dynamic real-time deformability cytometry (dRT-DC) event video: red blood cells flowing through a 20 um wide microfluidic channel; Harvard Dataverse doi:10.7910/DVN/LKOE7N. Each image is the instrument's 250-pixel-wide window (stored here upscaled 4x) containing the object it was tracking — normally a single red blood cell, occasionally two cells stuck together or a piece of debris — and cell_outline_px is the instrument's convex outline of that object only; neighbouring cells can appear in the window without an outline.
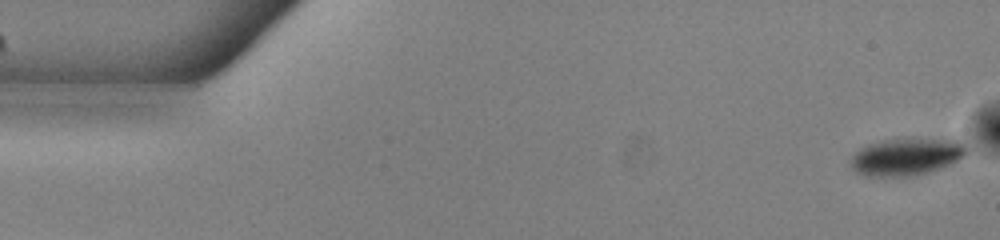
{"species": "common noctule bat (a hibernating species)", "species_latin": "Nyctalus noctula", "temperature_condition": "warm", "stored_images_in_passage": 53, "camera_frame_rate_fps": 3000, "um_per_image_px": 0.085, "animal": {"sex": "male", "body_mass_g": 13.0, "forearm_length_mm": 53.1}, "frame": {"image": 1, "passage_image": 1, "time_ms": 0.0, "image_size_px": [1000, 240], "cell_outline_px": [[968, 152], [964, 156], [940, 168], [928, 172], [912, 176], [864, 176], [856, 172], [852, 168], [852, 156], [860, 148], [868, 144], [884, 140], [908, 136], [912, 136], [964, 140], [968, 148]], "centroid_in_image_um": [77.1, 13.26], "position_along_channel_um": 7.9, "area_um2": 25.89}}
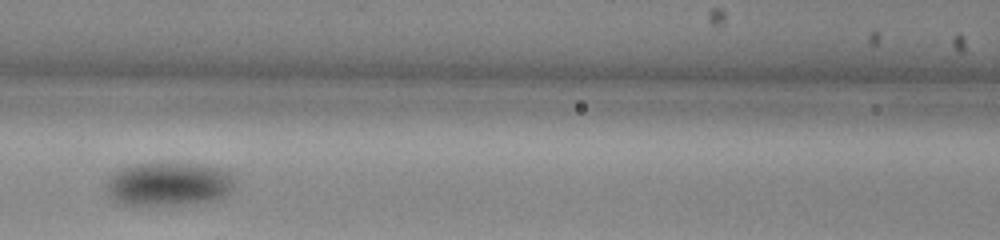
{"frame": {"image": 2, "passage_image": 23, "time_ms": 7.333, "image_size_px": [1000, 240], "cell_outline_px": [[236, 180], [232, 188], [228, 192], [212, 200], [140, 208], [124, 204], [116, 200], [108, 192], [104, 184], [108, 176], [112, 172], [120, 168], [132, 164], [196, 164], [216, 168], [228, 172]], "centroid_in_image_um": [14.22, 15.66], "position_along_channel_um": 152.4, "area_um2": 32.66}}
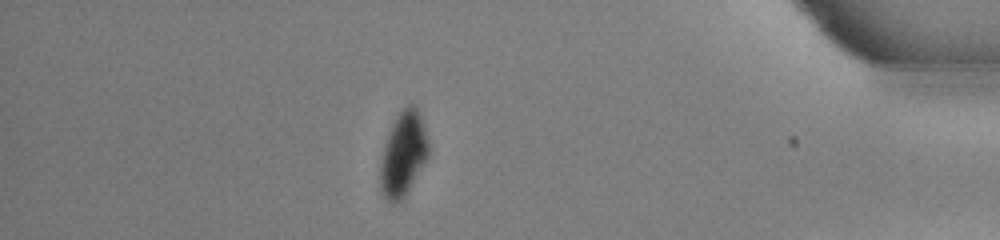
{"frame": {"image": 3, "passage_image": 46, "time_ms": 15.0, "image_size_px": [1000, 240], "cell_outline_px": [[428, 156], [400, 204], [392, 204], [380, 192], [380, 160], [392, 124], [400, 108], [408, 104], [412, 104], [416, 108], [420, 116], [428, 140]], "centroid_in_image_um": [34.25, 13.12], "position_along_channel_um": 400.9, "area_um2": 23.52}, "authors_computed_cell_mechanics": {"area_um2": 28.033, "velocity_mm_per_s": 3.836, "shape_relaxation_time_tau1_ms": 2.6875, "shape_relaxation_time_tau2_ms": null, "deformation_change_tau1": 0.077, "deformation_change_tau2": null}}